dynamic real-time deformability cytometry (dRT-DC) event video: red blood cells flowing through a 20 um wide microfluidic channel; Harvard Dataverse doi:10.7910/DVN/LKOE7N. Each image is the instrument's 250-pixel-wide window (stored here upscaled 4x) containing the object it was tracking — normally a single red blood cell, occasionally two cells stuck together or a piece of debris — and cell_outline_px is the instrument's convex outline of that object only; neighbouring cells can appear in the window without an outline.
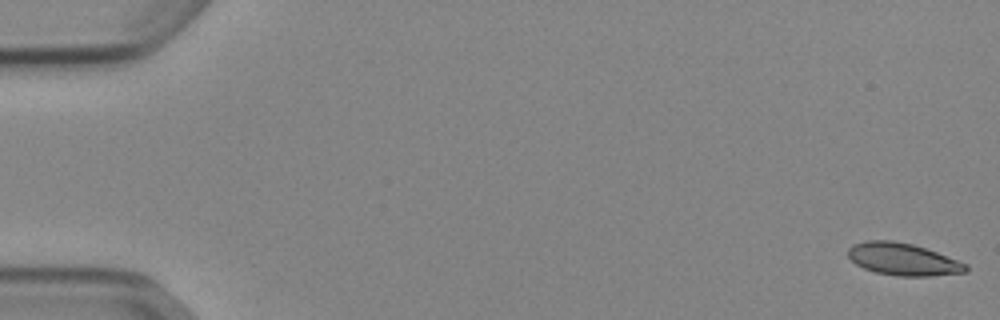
{"species": "Egyptian fruit bat (a non-hibernating species)", "species_latin": "Rousettus aegyptiacus", "temperature_condition": "cold", "stored_images_in_passage": 53, "camera_frame_rate_fps": 3000, "um_per_image_px": 0.085, "animal": {"sex": "female"}, "frame": {"image": 1, "passage_image": 1, "time_ms": 0.0, "image_size_px": [1000, 320], "cell_outline_px": [[968, 272], [928, 276], [896, 276], [876, 272], [864, 268], [856, 264], [848, 256], [848, 248], [852, 244], [868, 240], [892, 240], [912, 244], [936, 252], [968, 264]], "centroid_in_image_um": [76.75, 22.04], "position_along_channel_um": 8.3, "area_um2": 22.08}}
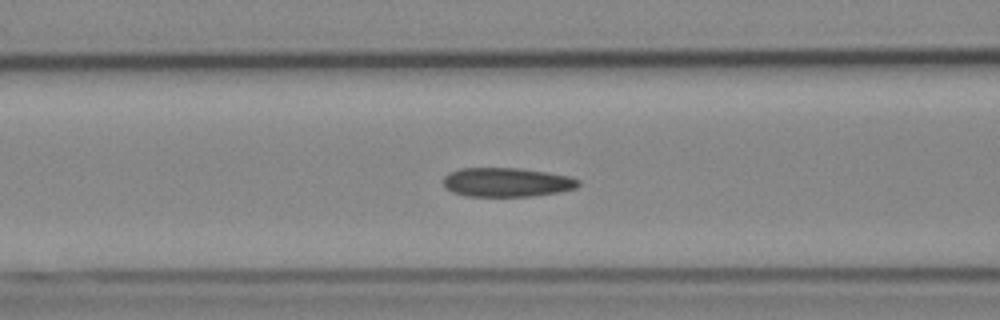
{"frame": {"image": 2, "passage_image": 22, "time_ms": 7.0, "image_size_px": [1000, 320], "cell_outline_px": [[580, 184], [576, 188], [560, 192], [532, 196], [464, 196], [452, 192], [444, 188], [444, 176], [448, 172], [460, 168], [520, 168], [572, 176], [580, 180]], "centroid_in_image_um": [43.07, 15.49], "position_along_channel_um": 123.5, "area_um2": 23.18}}
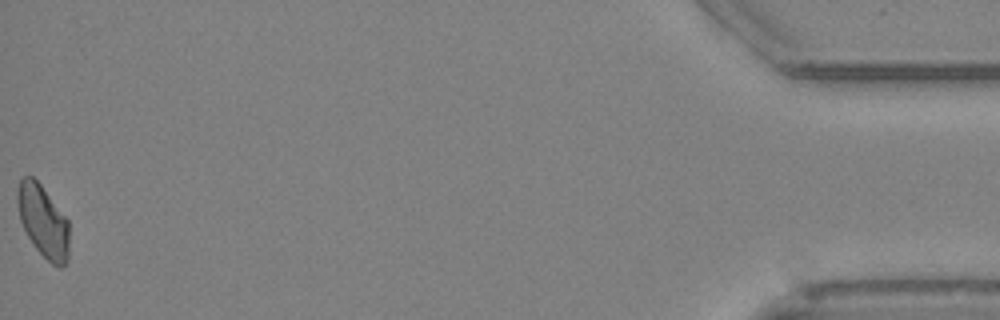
{"frame": {"image": 3, "passage_image": 53, "time_ms": 17.333, "image_size_px": [1000, 320], "cell_outline_px": [[68, 260], [60, 268], [52, 264], [36, 248], [28, 236], [20, 220], [16, 200], [16, 192], [20, 180], [24, 176], [32, 176], [40, 184], [68, 220]], "centroid_in_image_um": [3.65, 18.79], "position_along_channel_um": 431.6, "area_um2": 21.5}, "authors_computed_cell_mechanics": {"area_um2": 22.6576, "velocity_mm_per_s": 3.8816, "shape_relaxation_time_tau1_ms": 6.1855, "shape_relaxation_time_tau2_ms": 3.0325, "deformation_change_tau1": 0.1239, "deformation_change_tau2": 0.0784}}